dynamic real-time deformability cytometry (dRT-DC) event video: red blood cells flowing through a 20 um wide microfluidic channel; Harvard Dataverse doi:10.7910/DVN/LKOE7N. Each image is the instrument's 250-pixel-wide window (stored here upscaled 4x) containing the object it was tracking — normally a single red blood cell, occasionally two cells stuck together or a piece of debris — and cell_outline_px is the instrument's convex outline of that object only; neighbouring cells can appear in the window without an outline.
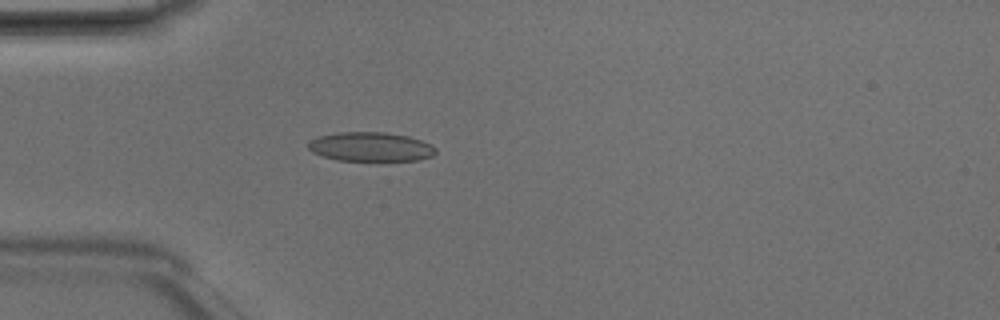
{"species": "Egyptian fruit bat (a non-hibernating species)", "species_latin": "Rousettus aegyptiacus", "temperature_condition": "room temperature", "stored_images_in_passage": 4, "camera_frame_rate_fps": 3000, "um_per_image_px": 0.085, "animal": {"sex": "male"}, "frame": {"image": 1, "passage_image": 4, "time_ms": 1.0, "image_size_px": [1000, 320], "cell_outline_px": [[436, 152], [432, 156], [420, 160], [336, 160], [312, 152], [308, 148], [308, 140], [320, 136], [340, 132], [384, 132], [408, 136], [432, 144], [436, 148]], "centroid_in_image_um": [31.51, 12.47], "position_along_channel_um": 53.5, "area_um2": 21.62}}